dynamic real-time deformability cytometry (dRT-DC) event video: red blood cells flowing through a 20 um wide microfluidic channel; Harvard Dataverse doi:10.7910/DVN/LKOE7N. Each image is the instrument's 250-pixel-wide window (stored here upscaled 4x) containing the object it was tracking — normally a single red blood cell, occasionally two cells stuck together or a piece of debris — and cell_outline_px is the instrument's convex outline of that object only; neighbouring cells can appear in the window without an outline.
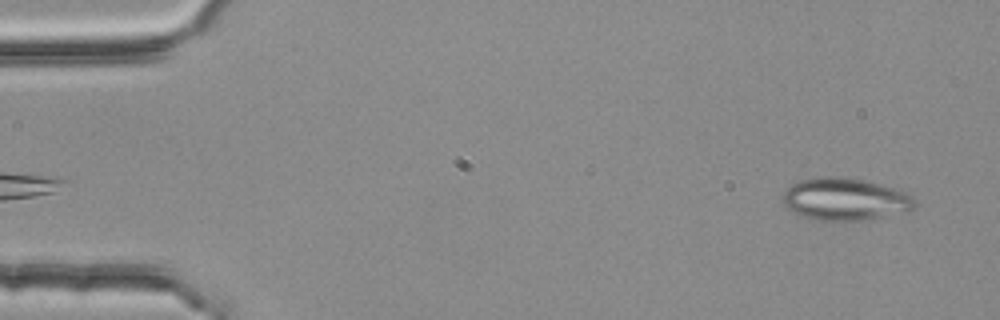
{"species": "common noctule bat (a hibernating species)", "species_latin": "Nyctalus noctula", "temperature_condition": "room temperature", "stored_images_in_passage": 4, "camera_frame_rate_fps": 3000, "um_per_image_px": 0.085, "animal": {"sex": "female", "body_mass_g": 25.1}, "frame": {"image": 1, "passage_image": 4, "time_ms": 1.0, "image_size_px": [1000, 320], "cell_outline_px": [[916, 204], [908, 212], [860, 220], [816, 220], [800, 216], [792, 212], [784, 204], [780, 196], [792, 184], [800, 180], [828, 176], [836, 176], [860, 180], [892, 188], [904, 192], [912, 196], [916, 200]], "centroid_in_image_um": [71.79, 16.95], "position_along_channel_um": 13.2, "area_um2": 32.25}}